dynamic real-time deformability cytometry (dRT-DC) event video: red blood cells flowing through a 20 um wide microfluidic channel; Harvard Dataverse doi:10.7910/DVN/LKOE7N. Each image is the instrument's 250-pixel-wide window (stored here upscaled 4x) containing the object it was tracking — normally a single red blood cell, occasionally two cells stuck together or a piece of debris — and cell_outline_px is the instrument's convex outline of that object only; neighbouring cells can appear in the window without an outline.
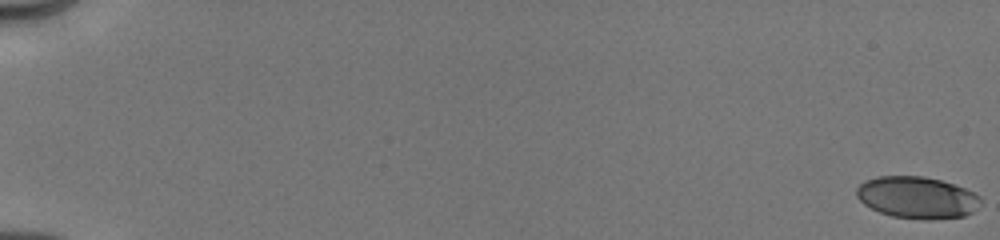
{"species": "human", "species_latin": "Homo sapiens", "temperature_condition": "cold", "stored_images_in_passage": 16, "camera_frame_rate_fps": 3000, "um_per_image_px": 0.085, "donor": {"sex": "male"}, "frame": {"image": 1, "passage_image": 1, "time_ms": 0.0, "image_size_px": [1000, 240], "cell_outline_px": [[980, 200], [972, 212], [964, 216], [928, 220], [924, 220], [892, 216], [880, 212], [864, 204], [856, 196], [856, 188], [864, 180], [876, 176], [924, 176], [940, 180], [964, 188], [980, 196]], "centroid_in_image_um": [77.9, 16.78], "position_along_channel_um": 7.1, "area_um2": 30.11}}
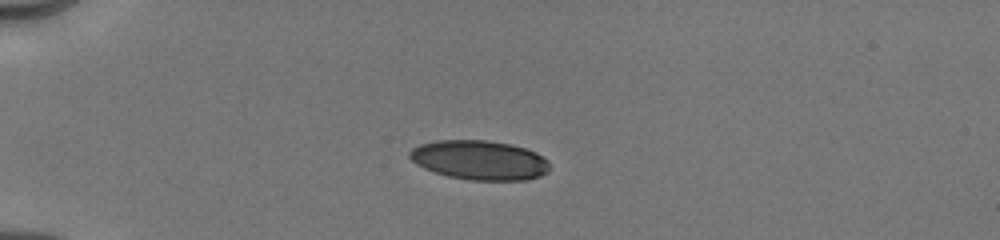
{"frame": {"image": 2, "passage_image": 12, "time_ms": 5.0, "image_size_px": [1000, 240], "cell_outline_px": [[548, 172], [540, 176], [528, 180], [468, 180], [448, 176], [424, 168], [416, 164], [408, 156], [408, 152], [412, 148], [420, 144], [436, 140], [488, 140], [512, 144], [536, 152], [544, 156], [548, 160]], "centroid_in_image_um": [40.76, 13.6], "position_along_channel_um": 44.2, "area_um2": 32.37}}
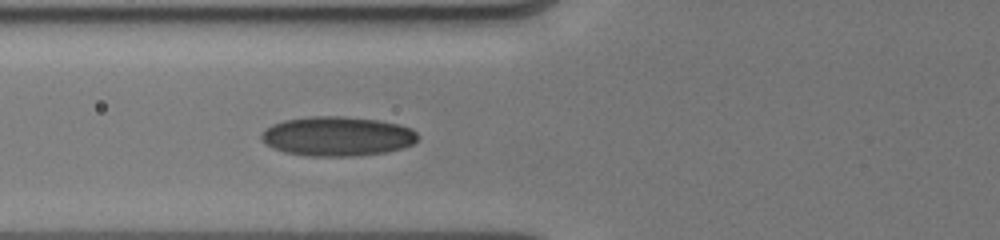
{"frame": {"image": 3, "passage_image": 16, "time_ms": 7.333, "image_size_px": [1000, 240], "cell_outline_px": [[416, 140], [412, 144], [404, 148], [388, 152], [352, 156], [308, 156], [284, 152], [272, 148], [264, 144], [260, 140], [260, 132], [264, 128], [272, 124], [284, 120], [312, 116], [344, 116], [380, 120], [400, 124], [412, 128], [416, 132]], "centroid_in_image_um": [28.63, 11.58], "position_along_channel_um": 97.2, "area_um2": 36.47}}